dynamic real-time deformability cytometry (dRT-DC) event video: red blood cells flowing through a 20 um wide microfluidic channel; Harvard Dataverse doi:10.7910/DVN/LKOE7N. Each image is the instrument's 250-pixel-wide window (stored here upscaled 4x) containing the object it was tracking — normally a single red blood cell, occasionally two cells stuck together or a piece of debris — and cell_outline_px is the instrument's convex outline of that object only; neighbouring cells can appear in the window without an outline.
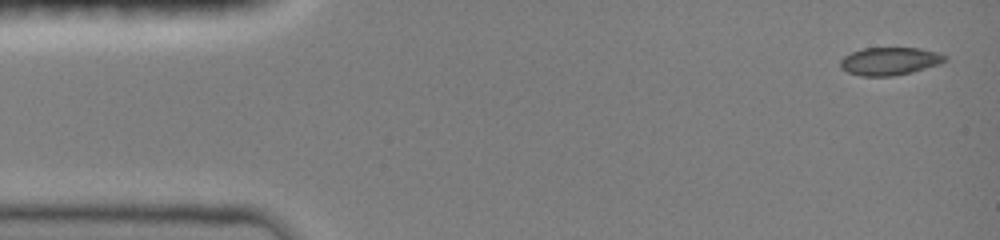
{"species": "common noctule bat (a hibernating species)", "species_latin": "Nyctalus noctula", "temperature_condition": "room temperature", "stored_images_in_passage": 26, "camera_frame_rate_fps": 3000, "um_per_image_px": 0.085, "animal": {"sex": "female", "body_mass_g": 19.0, "forearm_length_mm": 51.5}, "frame": {"image": 1, "passage_image": 1, "time_ms": 0.0, "image_size_px": [1000, 240], "cell_outline_px": [[948, 60], [940, 64], [912, 72], [892, 76], [860, 76], [848, 72], [840, 68], [840, 60], [844, 56], [852, 52], [864, 48], [920, 48], [936, 52], [948, 56]], "centroid_in_image_um": [75.64, 5.2], "position_along_channel_um": 9.4, "area_um2": 17.05}}
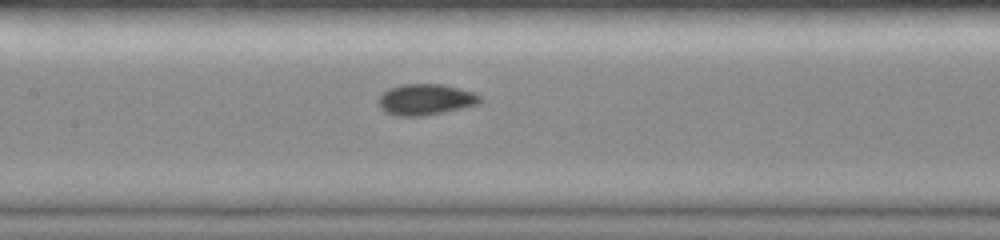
{"frame": {"image": 2, "passage_image": 12, "time_ms": 6.667, "image_size_px": [1000, 240], "cell_outline_px": [[484, 100], [480, 104], [464, 108], [424, 116], [396, 116], [384, 112], [380, 108], [376, 100], [380, 92], [388, 88], [400, 84], [444, 84], [460, 88], [472, 92], [480, 96]], "centroid_in_image_um": [36.14, 8.46], "position_along_channel_um": 171.3, "area_um2": 18.96}}
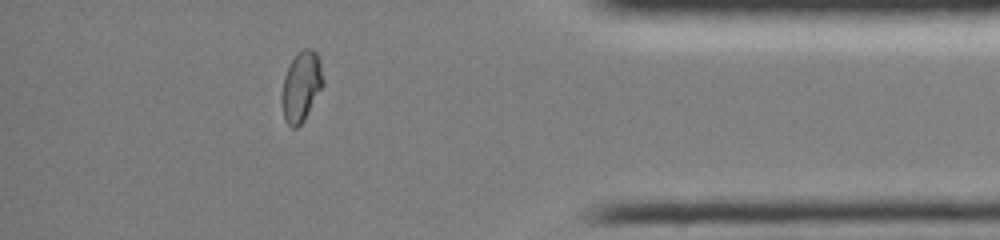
{"frame": {"image": 3, "passage_image": 22, "time_ms": 13.0, "image_size_px": [1000, 240], "cell_outline_px": [[324, 84], [304, 120], [296, 128], [292, 128], [284, 120], [280, 100], [280, 96], [284, 76], [292, 60], [304, 48], [312, 48], [316, 52], [320, 60], [324, 80]], "centroid_in_image_um": [25.6, 7.37], "position_along_channel_um": 409.6, "area_um2": 16.99}}